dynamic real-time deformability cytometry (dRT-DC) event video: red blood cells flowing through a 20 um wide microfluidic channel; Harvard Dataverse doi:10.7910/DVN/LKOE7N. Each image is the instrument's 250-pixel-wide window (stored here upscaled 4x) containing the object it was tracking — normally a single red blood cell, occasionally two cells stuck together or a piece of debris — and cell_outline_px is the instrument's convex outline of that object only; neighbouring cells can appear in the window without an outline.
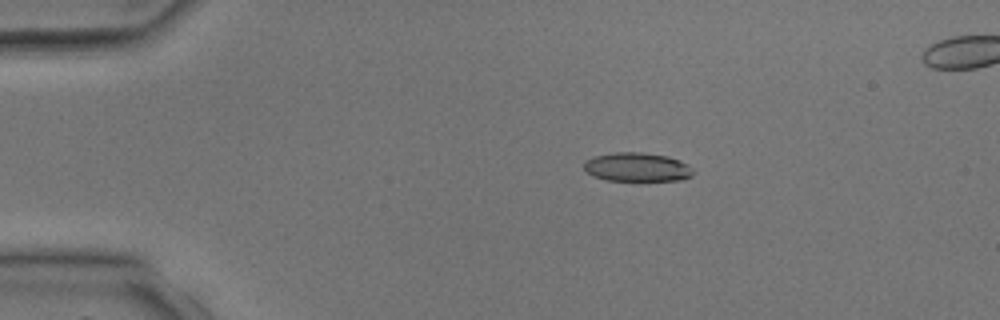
{"species": "common noctule bat (a hibernating species)", "species_latin": "Nyctalus noctula", "temperature_condition": "room temperature", "stored_images_in_passage": 3, "camera_frame_rate_fps": 3000, "um_per_image_px": 0.085, "animal": {"sex": "male", "body_mass_g": 17.9, "forearm_length_mm": 54.2}, "frame": {"image": 1, "passage_image": 2, "time_ms": 1.333, "image_size_px": [1000, 320], "cell_outline_px": [[692, 176], [680, 180], [608, 180], [592, 176], [584, 168], [584, 160], [592, 156], [612, 152], [640, 152], [668, 156], [680, 160], [688, 164], [692, 168]], "centroid_in_image_um": [54.13, 14.19], "position_along_channel_um": 30.9, "area_um2": 18.44}}